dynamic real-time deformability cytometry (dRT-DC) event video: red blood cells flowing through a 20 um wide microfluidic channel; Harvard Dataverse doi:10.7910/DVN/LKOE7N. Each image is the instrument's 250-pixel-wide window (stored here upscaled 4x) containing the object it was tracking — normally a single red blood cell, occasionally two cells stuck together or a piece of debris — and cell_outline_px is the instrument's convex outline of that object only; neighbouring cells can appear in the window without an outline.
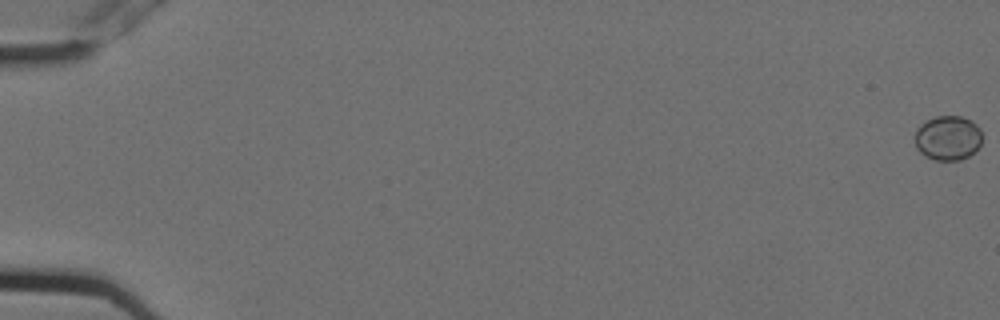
{"species": "Egyptian fruit bat (a non-hibernating species)", "species_latin": "Rousettus aegyptiacus", "temperature_condition": "cold", "stored_images_in_passage": 4, "camera_frame_rate_fps": 3000, "um_per_image_px": 0.085, "animal": {"sex": "female"}, "frame": {"image": 1, "passage_image": 1, "time_ms": 0.0, "image_size_px": [1000, 320], "cell_outline_px": [[980, 144], [968, 156], [960, 160], [936, 160], [924, 156], [916, 148], [916, 128], [920, 124], [936, 116], [960, 116], [972, 120], [980, 128]], "centroid_in_image_um": [80.55, 11.72], "position_along_channel_um": 4.5, "area_um2": 17.34}}